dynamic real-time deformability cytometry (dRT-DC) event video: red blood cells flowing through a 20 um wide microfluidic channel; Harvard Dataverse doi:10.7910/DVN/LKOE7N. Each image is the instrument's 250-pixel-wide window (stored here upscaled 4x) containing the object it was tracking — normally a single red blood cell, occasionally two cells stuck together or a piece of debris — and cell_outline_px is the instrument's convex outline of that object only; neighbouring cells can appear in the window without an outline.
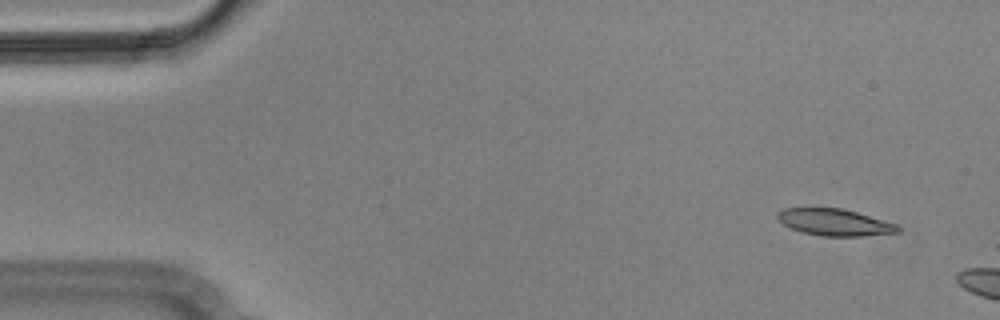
{"species": "Egyptian fruit bat (a non-hibernating species)", "species_latin": "Rousettus aegyptiacus", "temperature_condition": "cold", "stored_images_in_passage": 3, "camera_frame_rate_fps": 3000, "um_per_image_px": 0.085, "animal": {"sex": "male"}, "frame": {"image": 1, "passage_image": 1, "time_ms": 0.0, "image_size_px": [1000, 320], "cell_outline_px": [[900, 232], [860, 236], [820, 236], [804, 232], [792, 228], [784, 224], [776, 216], [776, 212], [784, 208], [844, 208], [896, 224], [900, 228]], "centroid_in_image_um": [70.94, 18.89], "position_along_channel_um": 14.1, "area_um2": 18.61}}